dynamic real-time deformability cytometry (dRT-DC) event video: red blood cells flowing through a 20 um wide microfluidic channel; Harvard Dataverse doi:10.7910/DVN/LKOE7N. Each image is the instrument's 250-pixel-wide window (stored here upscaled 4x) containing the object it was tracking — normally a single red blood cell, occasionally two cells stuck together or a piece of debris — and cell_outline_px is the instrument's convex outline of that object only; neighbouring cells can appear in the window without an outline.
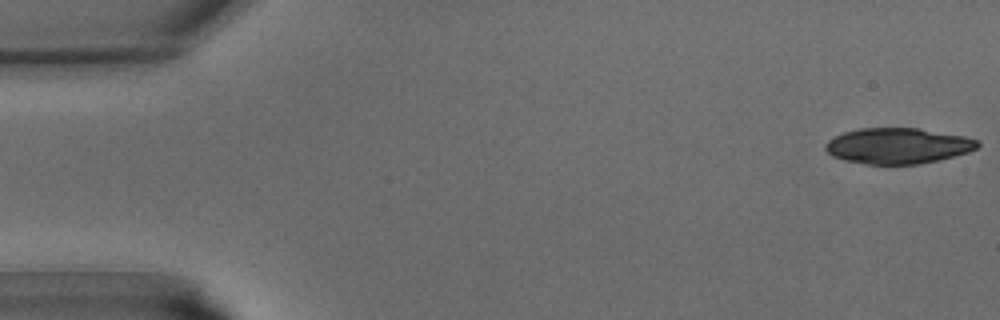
{"species": "common noctule bat (a hibernating species)", "species_latin": "Nyctalus noctula", "temperature_condition": "warm", "stored_images_in_passage": 41, "camera_frame_rate_fps": 3000, "um_per_image_px": 0.085, "animal": {"sex": "male", "body_mass_g": 15.6}, "frame": {"image": 1, "passage_image": 1, "time_ms": 0.0, "image_size_px": [1000, 320], "cell_outline_px": [[980, 144], [976, 148], [968, 152], [940, 160], [920, 164], [864, 164], [844, 160], [832, 156], [824, 148], [824, 144], [828, 140], [844, 132], [860, 128], [916, 128], [964, 136], [980, 140]], "centroid_in_image_um": [76.31, 12.4], "position_along_channel_um": 8.7, "area_um2": 31.73}}